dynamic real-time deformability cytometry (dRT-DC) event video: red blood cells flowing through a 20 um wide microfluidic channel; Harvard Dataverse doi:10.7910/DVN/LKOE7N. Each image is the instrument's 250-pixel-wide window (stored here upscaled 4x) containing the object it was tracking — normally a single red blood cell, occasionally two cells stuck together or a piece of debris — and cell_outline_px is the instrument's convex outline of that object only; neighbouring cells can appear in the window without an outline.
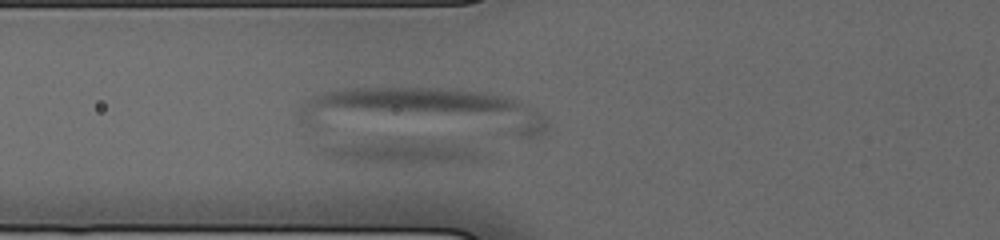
{"species": "human", "species_latin": "Homo sapiens", "temperature_condition": "cold", "stored_images_in_passage": 35, "camera_frame_rate_fps": 3000, "um_per_image_px": 0.085, "donor": {"sex": "male"}, "frame": {"image": 1, "passage_image": 3, "time_ms": 1.0, "image_size_px": [1000, 240], "cell_outline_px": [[484, 156], [480, 160], [460, 164], [404, 164], [360, 160], [332, 156], [324, 148], [392, 140], [408, 140], [444, 144], [468, 148], [480, 152]], "centroid_in_image_um": [34.6, 12.98], "position_along_channel_um": 91.2, "area_um2": 19.94}}